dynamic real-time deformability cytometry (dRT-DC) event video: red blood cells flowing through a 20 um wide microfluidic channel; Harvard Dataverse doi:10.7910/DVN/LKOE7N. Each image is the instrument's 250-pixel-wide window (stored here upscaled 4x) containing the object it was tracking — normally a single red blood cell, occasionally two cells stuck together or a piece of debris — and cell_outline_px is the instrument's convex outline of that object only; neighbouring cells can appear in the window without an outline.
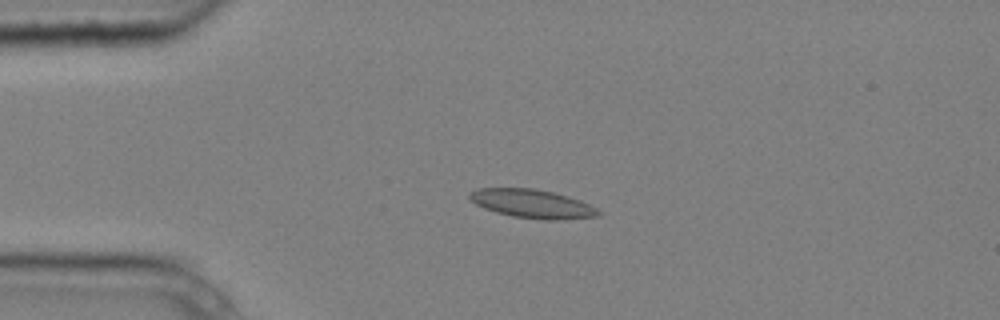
{"species": "common noctule bat (a hibernating species)", "species_latin": "Nyctalus noctula", "temperature_condition": "cold", "stored_images_in_passage": 6, "camera_frame_rate_fps": 3000, "um_per_image_px": 0.085, "animal": {"sex": "male", "body_mass_g": 20.4}, "frame": {"image": 1, "passage_image": 4, "time_ms": 1.0, "image_size_px": [1000, 320], "cell_outline_px": [[604, 212], [600, 216], [556, 220], [544, 220], [512, 216], [496, 212], [484, 208], [476, 204], [468, 196], [468, 192], [476, 188], [532, 188], [552, 192], [568, 196], [580, 200]], "centroid_in_image_um": [45.25, 17.32], "position_along_channel_um": 39.7, "area_um2": 21.56}}
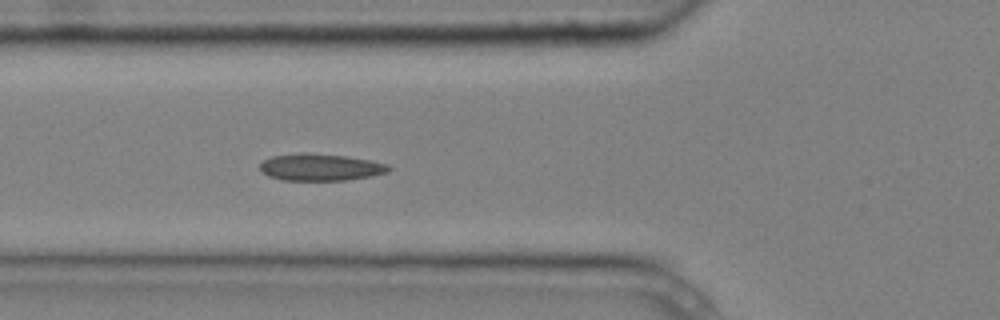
{"frame": {"image": 2, "passage_image": 6, "time_ms": 1.667, "image_size_px": [1000, 320], "cell_outline_px": [[392, 168], [388, 172], [372, 176], [348, 180], [284, 180], [268, 176], [260, 168], [260, 164], [264, 160], [272, 156], [304, 152], [348, 156], [388, 164]], "centroid_in_image_um": [27.27, 14.21], "position_along_channel_um": 98.5, "area_um2": 20.23}}